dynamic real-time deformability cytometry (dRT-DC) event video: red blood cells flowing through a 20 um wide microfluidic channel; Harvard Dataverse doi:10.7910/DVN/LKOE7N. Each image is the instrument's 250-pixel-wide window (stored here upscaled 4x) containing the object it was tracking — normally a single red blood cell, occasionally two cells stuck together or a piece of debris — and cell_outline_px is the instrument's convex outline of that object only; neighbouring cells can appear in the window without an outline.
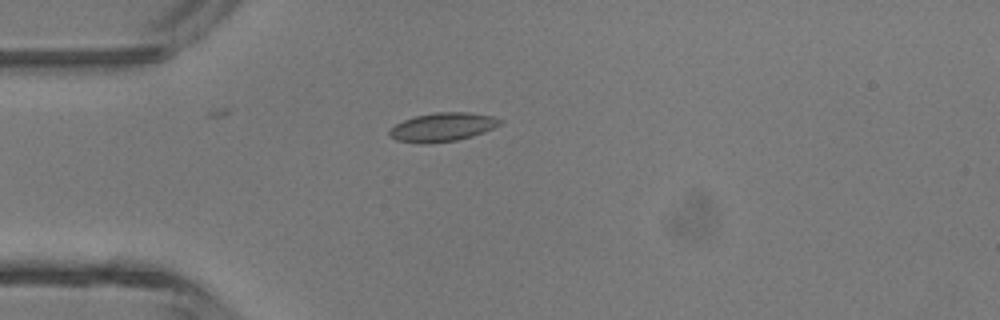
{"species": "common noctule bat (a hibernating species)", "species_latin": "Nyctalus noctula", "temperature_condition": "room temperature", "stored_images_in_passage": 2, "camera_frame_rate_fps": 3000, "um_per_image_px": 0.085, "animal": {"sex": "male", "body_mass_g": 13.3}, "frame": {"image": 1, "passage_image": 2, "time_ms": 0.333, "image_size_px": [1000, 320], "cell_outline_px": [[504, 120], [500, 124], [484, 132], [472, 136], [456, 140], [420, 144], [396, 140], [388, 136], [388, 132], [396, 124], [404, 120], [416, 116], [436, 112], [468, 112], [492, 116]], "centroid_in_image_um": [37.6, 10.8], "position_along_channel_um": 47.4, "area_um2": 18.38}}